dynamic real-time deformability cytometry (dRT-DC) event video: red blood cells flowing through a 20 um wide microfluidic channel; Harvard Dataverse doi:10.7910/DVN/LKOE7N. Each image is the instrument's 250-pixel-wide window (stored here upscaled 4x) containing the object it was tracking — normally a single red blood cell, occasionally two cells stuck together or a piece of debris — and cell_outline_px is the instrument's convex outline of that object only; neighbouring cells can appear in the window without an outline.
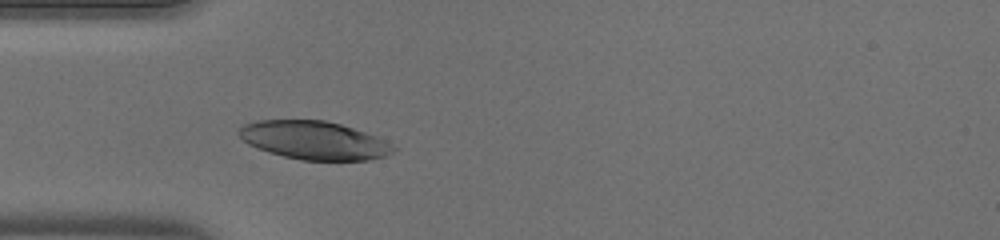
{"species": "human", "species_latin": "Homo sapiens", "temperature_condition": "warm", "stored_images_in_passage": 35, "camera_frame_rate_fps": 3000, "um_per_image_px": 0.085, "donor": {"sex": "male"}, "frame": {"image": 1, "passage_image": 3, "time_ms": 0.667, "image_size_px": [1000, 240], "cell_outline_px": [[396, 148], [392, 152], [384, 156], [368, 160], [300, 160], [268, 152], [248, 144], [236, 132], [244, 124], [256, 120], [324, 120], [340, 124], [376, 136], [384, 140]], "centroid_in_image_um": [26.66, 11.92], "position_along_channel_um": 58.3, "area_um2": 34.22}}
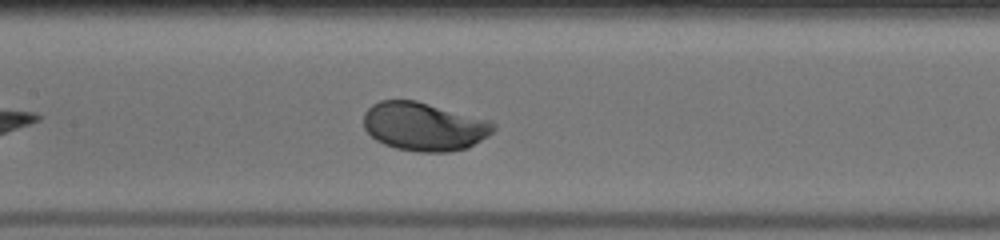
{"frame": {"image": 2, "passage_image": 11, "time_ms": 3.333, "image_size_px": [1000, 240], "cell_outline_px": [[496, 128], [488, 136], [468, 148], [448, 152], [420, 152], [396, 148], [384, 144], [376, 140], [364, 128], [364, 112], [372, 104], [380, 100], [416, 100], [492, 120], [496, 124]], "centroid_in_image_um": [36.08, 10.74], "position_along_channel_um": 171.3, "area_um2": 36.99}}
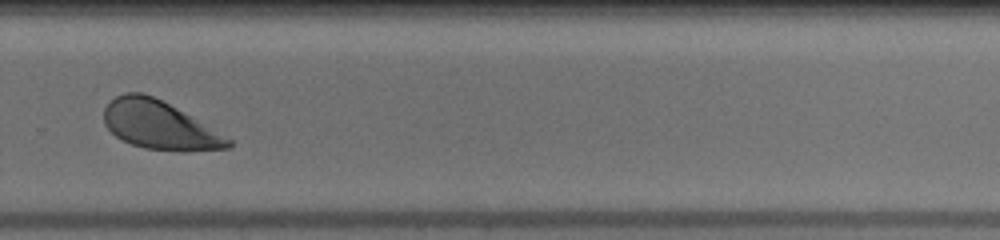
{"frame": {"image": 3, "passage_image": 21, "time_ms": 6.667, "image_size_px": [1000, 240], "cell_outline_px": [[232, 144], [228, 148], [184, 152], [144, 148], [132, 144], [116, 136], [104, 124], [104, 108], [116, 96], [124, 92], [140, 92], [152, 96], [176, 108], [232, 140]], "centroid_in_image_um": [13.52, 10.65], "position_along_channel_um": 316.3, "area_um2": 34.45}}